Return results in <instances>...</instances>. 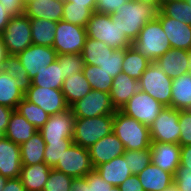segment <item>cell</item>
I'll list each match as a JSON object with an SVG mask.
<instances>
[{
	"mask_svg": "<svg viewBox=\"0 0 191 191\" xmlns=\"http://www.w3.org/2000/svg\"><path fill=\"white\" fill-rule=\"evenodd\" d=\"M157 12L158 10L152 5L129 0L111 16L118 24L122 34H125L133 43L147 22L156 18Z\"/></svg>",
	"mask_w": 191,
	"mask_h": 191,
	"instance_id": "1",
	"label": "cell"
},
{
	"mask_svg": "<svg viewBox=\"0 0 191 191\" xmlns=\"http://www.w3.org/2000/svg\"><path fill=\"white\" fill-rule=\"evenodd\" d=\"M113 133L121 140L125 151L150 149L149 127L120 110L113 114Z\"/></svg>",
	"mask_w": 191,
	"mask_h": 191,
	"instance_id": "2",
	"label": "cell"
},
{
	"mask_svg": "<svg viewBox=\"0 0 191 191\" xmlns=\"http://www.w3.org/2000/svg\"><path fill=\"white\" fill-rule=\"evenodd\" d=\"M87 37L104 42L114 49H125L133 43L122 34L116 21L109 14L93 12L86 27Z\"/></svg>",
	"mask_w": 191,
	"mask_h": 191,
	"instance_id": "3",
	"label": "cell"
},
{
	"mask_svg": "<svg viewBox=\"0 0 191 191\" xmlns=\"http://www.w3.org/2000/svg\"><path fill=\"white\" fill-rule=\"evenodd\" d=\"M133 47L152 62L171 49L170 42L157 18L148 21L140 30Z\"/></svg>",
	"mask_w": 191,
	"mask_h": 191,
	"instance_id": "4",
	"label": "cell"
},
{
	"mask_svg": "<svg viewBox=\"0 0 191 191\" xmlns=\"http://www.w3.org/2000/svg\"><path fill=\"white\" fill-rule=\"evenodd\" d=\"M113 132V114L93 118H75L74 144L90 148L101 138Z\"/></svg>",
	"mask_w": 191,
	"mask_h": 191,
	"instance_id": "5",
	"label": "cell"
},
{
	"mask_svg": "<svg viewBox=\"0 0 191 191\" xmlns=\"http://www.w3.org/2000/svg\"><path fill=\"white\" fill-rule=\"evenodd\" d=\"M172 81L155 62H151L138 80L139 90L148 93L163 106L171 107Z\"/></svg>",
	"mask_w": 191,
	"mask_h": 191,
	"instance_id": "6",
	"label": "cell"
},
{
	"mask_svg": "<svg viewBox=\"0 0 191 191\" xmlns=\"http://www.w3.org/2000/svg\"><path fill=\"white\" fill-rule=\"evenodd\" d=\"M8 55H17L32 43L30 19L25 15L12 16L0 35Z\"/></svg>",
	"mask_w": 191,
	"mask_h": 191,
	"instance_id": "7",
	"label": "cell"
},
{
	"mask_svg": "<svg viewBox=\"0 0 191 191\" xmlns=\"http://www.w3.org/2000/svg\"><path fill=\"white\" fill-rule=\"evenodd\" d=\"M55 33L53 49L58 55L81 54L87 38L85 27L60 20Z\"/></svg>",
	"mask_w": 191,
	"mask_h": 191,
	"instance_id": "8",
	"label": "cell"
},
{
	"mask_svg": "<svg viewBox=\"0 0 191 191\" xmlns=\"http://www.w3.org/2000/svg\"><path fill=\"white\" fill-rule=\"evenodd\" d=\"M164 107L148 93L139 90L120 111L149 127Z\"/></svg>",
	"mask_w": 191,
	"mask_h": 191,
	"instance_id": "9",
	"label": "cell"
},
{
	"mask_svg": "<svg viewBox=\"0 0 191 191\" xmlns=\"http://www.w3.org/2000/svg\"><path fill=\"white\" fill-rule=\"evenodd\" d=\"M69 108L75 118H93L116 112L111 102L110 93L93 89Z\"/></svg>",
	"mask_w": 191,
	"mask_h": 191,
	"instance_id": "10",
	"label": "cell"
},
{
	"mask_svg": "<svg viewBox=\"0 0 191 191\" xmlns=\"http://www.w3.org/2000/svg\"><path fill=\"white\" fill-rule=\"evenodd\" d=\"M151 142L179 144V110L164 107L149 126Z\"/></svg>",
	"mask_w": 191,
	"mask_h": 191,
	"instance_id": "11",
	"label": "cell"
},
{
	"mask_svg": "<svg viewBox=\"0 0 191 191\" xmlns=\"http://www.w3.org/2000/svg\"><path fill=\"white\" fill-rule=\"evenodd\" d=\"M54 169L73 178H81L85 177L94 167L89 150L73 143L64 151L61 160H59Z\"/></svg>",
	"mask_w": 191,
	"mask_h": 191,
	"instance_id": "12",
	"label": "cell"
},
{
	"mask_svg": "<svg viewBox=\"0 0 191 191\" xmlns=\"http://www.w3.org/2000/svg\"><path fill=\"white\" fill-rule=\"evenodd\" d=\"M24 97L29 102L41 107L50 116L69 109L61 89L39 87L32 84Z\"/></svg>",
	"mask_w": 191,
	"mask_h": 191,
	"instance_id": "13",
	"label": "cell"
},
{
	"mask_svg": "<svg viewBox=\"0 0 191 191\" xmlns=\"http://www.w3.org/2000/svg\"><path fill=\"white\" fill-rule=\"evenodd\" d=\"M75 117L71 109L49 116L48 121L38 130L44 141L73 139Z\"/></svg>",
	"mask_w": 191,
	"mask_h": 191,
	"instance_id": "14",
	"label": "cell"
},
{
	"mask_svg": "<svg viewBox=\"0 0 191 191\" xmlns=\"http://www.w3.org/2000/svg\"><path fill=\"white\" fill-rule=\"evenodd\" d=\"M57 52L53 47L31 44L25 50L17 54L21 64L32 79L37 72L50 65L57 59Z\"/></svg>",
	"mask_w": 191,
	"mask_h": 191,
	"instance_id": "15",
	"label": "cell"
},
{
	"mask_svg": "<svg viewBox=\"0 0 191 191\" xmlns=\"http://www.w3.org/2000/svg\"><path fill=\"white\" fill-rule=\"evenodd\" d=\"M156 18L160 21L172 49L191 50V26L167 17L161 10Z\"/></svg>",
	"mask_w": 191,
	"mask_h": 191,
	"instance_id": "16",
	"label": "cell"
},
{
	"mask_svg": "<svg viewBox=\"0 0 191 191\" xmlns=\"http://www.w3.org/2000/svg\"><path fill=\"white\" fill-rule=\"evenodd\" d=\"M150 151L152 164L175 175L181 160L180 144L152 142Z\"/></svg>",
	"mask_w": 191,
	"mask_h": 191,
	"instance_id": "17",
	"label": "cell"
},
{
	"mask_svg": "<svg viewBox=\"0 0 191 191\" xmlns=\"http://www.w3.org/2000/svg\"><path fill=\"white\" fill-rule=\"evenodd\" d=\"M88 150L94 169L125 153L123 143L113 132L98 140Z\"/></svg>",
	"mask_w": 191,
	"mask_h": 191,
	"instance_id": "18",
	"label": "cell"
},
{
	"mask_svg": "<svg viewBox=\"0 0 191 191\" xmlns=\"http://www.w3.org/2000/svg\"><path fill=\"white\" fill-rule=\"evenodd\" d=\"M22 169L20 145L7 137L0 140V174L10 178H18Z\"/></svg>",
	"mask_w": 191,
	"mask_h": 191,
	"instance_id": "19",
	"label": "cell"
},
{
	"mask_svg": "<svg viewBox=\"0 0 191 191\" xmlns=\"http://www.w3.org/2000/svg\"><path fill=\"white\" fill-rule=\"evenodd\" d=\"M64 0H26L24 14L29 19H44L53 22L62 20Z\"/></svg>",
	"mask_w": 191,
	"mask_h": 191,
	"instance_id": "20",
	"label": "cell"
},
{
	"mask_svg": "<svg viewBox=\"0 0 191 191\" xmlns=\"http://www.w3.org/2000/svg\"><path fill=\"white\" fill-rule=\"evenodd\" d=\"M138 91V80L130 77L124 72L119 73L115 78H113L110 91V98L113 107L116 110H120Z\"/></svg>",
	"mask_w": 191,
	"mask_h": 191,
	"instance_id": "21",
	"label": "cell"
},
{
	"mask_svg": "<svg viewBox=\"0 0 191 191\" xmlns=\"http://www.w3.org/2000/svg\"><path fill=\"white\" fill-rule=\"evenodd\" d=\"M154 62L171 79L188 73V51L183 49L171 48Z\"/></svg>",
	"mask_w": 191,
	"mask_h": 191,
	"instance_id": "22",
	"label": "cell"
},
{
	"mask_svg": "<svg viewBox=\"0 0 191 191\" xmlns=\"http://www.w3.org/2000/svg\"><path fill=\"white\" fill-rule=\"evenodd\" d=\"M144 191H161L174 184V175L150 163L138 175Z\"/></svg>",
	"mask_w": 191,
	"mask_h": 191,
	"instance_id": "23",
	"label": "cell"
},
{
	"mask_svg": "<svg viewBox=\"0 0 191 191\" xmlns=\"http://www.w3.org/2000/svg\"><path fill=\"white\" fill-rule=\"evenodd\" d=\"M95 169L104 181L114 187H118L132 175L123 155L118 156L109 162L103 163Z\"/></svg>",
	"mask_w": 191,
	"mask_h": 191,
	"instance_id": "24",
	"label": "cell"
},
{
	"mask_svg": "<svg viewBox=\"0 0 191 191\" xmlns=\"http://www.w3.org/2000/svg\"><path fill=\"white\" fill-rule=\"evenodd\" d=\"M51 169L44 162L22 166L19 178L26 191H43Z\"/></svg>",
	"mask_w": 191,
	"mask_h": 191,
	"instance_id": "25",
	"label": "cell"
},
{
	"mask_svg": "<svg viewBox=\"0 0 191 191\" xmlns=\"http://www.w3.org/2000/svg\"><path fill=\"white\" fill-rule=\"evenodd\" d=\"M92 90L83 72L73 73L66 77L61 88L65 101L70 107L76 101L82 99Z\"/></svg>",
	"mask_w": 191,
	"mask_h": 191,
	"instance_id": "26",
	"label": "cell"
},
{
	"mask_svg": "<svg viewBox=\"0 0 191 191\" xmlns=\"http://www.w3.org/2000/svg\"><path fill=\"white\" fill-rule=\"evenodd\" d=\"M171 107L176 110H191V73L173 79Z\"/></svg>",
	"mask_w": 191,
	"mask_h": 191,
	"instance_id": "27",
	"label": "cell"
},
{
	"mask_svg": "<svg viewBox=\"0 0 191 191\" xmlns=\"http://www.w3.org/2000/svg\"><path fill=\"white\" fill-rule=\"evenodd\" d=\"M38 130L29 123L24 116H21L16 110H14L10 116L5 137L10 141L21 145L33 136Z\"/></svg>",
	"mask_w": 191,
	"mask_h": 191,
	"instance_id": "28",
	"label": "cell"
},
{
	"mask_svg": "<svg viewBox=\"0 0 191 191\" xmlns=\"http://www.w3.org/2000/svg\"><path fill=\"white\" fill-rule=\"evenodd\" d=\"M46 143L39 131L20 145L22 166L35 165L44 162Z\"/></svg>",
	"mask_w": 191,
	"mask_h": 191,
	"instance_id": "29",
	"label": "cell"
},
{
	"mask_svg": "<svg viewBox=\"0 0 191 191\" xmlns=\"http://www.w3.org/2000/svg\"><path fill=\"white\" fill-rule=\"evenodd\" d=\"M24 98V93L17 87L16 78L0 70V105L16 109Z\"/></svg>",
	"mask_w": 191,
	"mask_h": 191,
	"instance_id": "30",
	"label": "cell"
},
{
	"mask_svg": "<svg viewBox=\"0 0 191 191\" xmlns=\"http://www.w3.org/2000/svg\"><path fill=\"white\" fill-rule=\"evenodd\" d=\"M151 62L152 61L145 57L141 52L133 46H130L129 48H125L122 72L136 80H139Z\"/></svg>",
	"mask_w": 191,
	"mask_h": 191,
	"instance_id": "31",
	"label": "cell"
},
{
	"mask_svg": "<svg viewBox=\"0 0 191 191\" xmlns=\"http://www.w3.org/2000/svg\"><path fill=\"white\" fill-rule=\"evenodd\" d=\"M113 51L114 48L109 47L104 42L87 37L81 56L84 64L99 66Z\"/></svg>",
	"mask_w": 191,
	"mask_h": 191,
	"instance_id": "32",
	"label": "cell"
},
{
	"mask_svg": "<svg viewBox=\"0 0 191 191\" xmlns=\"http://www.w3.org/2000/svg\"><path fill=\"white\" fill-rule=\"evenodd\" d=\"M57 22L44 19H30L32 43L53 47Z\"/></svg>",
	"mask_w": 191,
	"mask_h": 191,
	"instance_id": "33",
	"label": "cell"
},
{
	"mask_svg": "<svg viewBox=\"0 0 191 191\" xmlns=\"http://www.w3.org/2000/svg\"><path fill=\"white\" fill-rule=\"evenodd\" d=\"M64 76L57 60L44 67L32 78V84L39 87L61 89Z\"/></svg>",
	"mask_w": 191,
	"mask_h": 191,
	"instance_id": "34",
	"label": "cell"
},
{
	"mask_svg": "<svg viewBox=\"0 0 191 191\" xmlns=\"http://www.w3.org/2000/svg\"><path fill=\"white\" fill-rule=\"evenodd\" d=\"M2 70L16 78L17 87L24 94L31 87L32 79L28 76L17 55H8L3 63Z\"/></svg>",
	"mask_w": 191,
	"mask_h": 191,
	"instance_id": "35",
	"label": "cell"
},
{
	"mask_svg": "<svg viewBox=\"0 0 191 191\" xmlns=\"http://www.w3.org/2000/svg\"><path fill=\"white\" fill-rule=\"evenodd\" d=\"M83 74L93 90L110 93L113 77L99 66L84 64Z\"/></svg>",
	"mask_w": 191,
	"mask_h": 191,
	"instance_id": "36",
	"label": "cell"
},
{
	"mask_svg": "<svg viewBox=\"0 0 191 191\" xmlns=\"http://www.w3.org/2000/svg\"><path fill=\"white\" fill-rule=\"evenodd\" d=\"M21 116L40 130L49 119L47 114L41 107L29 102L25 97L18 103L15 109Z\"/></svg>",
	"mask_w": 191,
	"mask_h": 191,
	"instance_id": "37",
	"label": "cell"
},
{
	"mask_svg": "<svg viewBox=\"0 0 191 191\" xmlns=\"http://www.w3.org/2000/svg\"><path fill=\"white\" fill-rule=\"evenodd\" d=\"M94 11L95 8H87L84 5H71V2L64 1L62 20L86 27Z\"/></svg>",
	"mask_w": 191,
	"mask_h": 191,
	"instance_id": "38",
	"label": "cell"
},
{
	"mask_svg": "<svg viewBox=\"0 0 191 191\" xmlns=\"http://www.w3.org/2000/svg\"><path fill=\"white\" fill-rule=\"evenodd\" d=\"M167 17L184 22L191 26V7L186 0L165 2L160 9Z\"/></svg>",
	"mask_w": 191,
	"mask_h": 191,
	"instance_id": "39",
	"label": "cell"
},
{
	"mask_svg": "<svg viewBox=\"0 0 191 191\" xmlns=\"http://www.w3.org/2000/svg\"><path fill=\"white\" fill-rule=\"evenodd\" d=\"M44 163L50 168H54L61 160L64 151L74 142L72 139H61L60 141H45Z\"/></svg>",
	"mask_w": 191,
	"mask_h": 191,
	"instance_id": "40",
	"label": "cell"
},
{
	"mask_svg": "<svg viewBox=\"0 0 191 191\" xmlns=\"http://www.w3.org/2000/svg\"><path fill=\"white\" fill-rule=\"evenodd\" d=\"M123 156L132 175H138L151 163L150 149L126 150Z\"/></svg>",
	"mask_w": 191,
	"mask_h": 191,
	"instance_id": "41",
	"label": "cell"
},
{
	"mask_svg": "<svg viewBox=\"0 0 191 191\" xmlns=\"http://www.w3.org/2000/svg\"><path fill=\"white\" fill-rule=\"evenodd\" d=\"M56 60L60 64L64 78L83 71L84 60L81 54H61L57 55Z\"/></svg>",
	"mask_w": 191,
	"mask_h": 191,
	"instance_id": "42",
	"label": "cell"
},
{
	"mask_svg": "<svg viewBox=\"0 0 191 191\" xmlns=\"http://www.w3.org/2000/svg\"><path fill=\"white\" fill-rule=\"evenodd\" d=\"M73 179V177L52 168L43 191H70Z\"/></svg>",
	"mask_w": 191,
	"mask_h": 191,
	"instance_id": "43",
	"label": "cell"
},
{
	"mask_svg": "<svg viewBox=\"0 0 191 191\" xmlns=\"http://www.w3.org/2000/svg\"><path fill=\"white\" fill-rule=\"evenodd\" d=\"M124 56L125 49H114L113 53L109 55L102 64H99V67L111 77L115 78L122 72V62Z\"/></svg>",
	"mask_w": 191,
	"mask_h": 191,
	"instance_id": "44",
	"label": "cell"
},
{
	"mask_svg": "<svg viewBox=\"0 0 191 191\" xmlns=\"http://www.w3.org/2000/svg\"><path fill=\"white\" fill-rule=\"evenodd\" d=\"M179 125H180V146L191 145V110L179 111Z\"/></svg>",
	"mask_w": 191,
	"mask_h": 191,
	"instance_id": "45",
	"label": "cell"
},
{
	"mask_svg": "<svg viewBox=\"0 0 191 191\" xmlns=\"http://www.w3.org/2000/svg\"><path fill=\"white\" fill-rule=\"evenodd\" d=\"M174 184L179 191H191V170L180 164L174 175Z\"/></svg>",
	"mask_w": 191,
	"mask_h": 191,
	"instance_id": "46",
	"label": "cell"
},
{
	"mask_svg": "<svg viewBox=\"0 0 191 191\" xmlns=\"http://www.w3.org/2000/svg\"><path fill=\"white\" fill-rule=\"evenodd\" d=\"M85 178L91 187V191H110L113 188L111 184L102 179L96 169L91 170Z\"/></svg>",
	"mask_w": 191,
	"mask_h": 191,
	"instance_id": "47",
	"label": "cell"
},
{
	"mask_svg": "<svg viewBox=\"0 0 191 191\" xmlns=\"http://www.w3.org/2000/svg\"><path fill=\"white\" fill-rule=\"evenodd\" d=\"M129 0H97L95 12L112 15Z\"/></svg>",
	"mask_w": 191,
	"mask_h": 191,
	"instance_id": "48",
	"label": "cell"
},
{
	"mask_svg": "<svg viewBox=\"0 0 191 191\" xmlns=\"http://www.w3.org/2000/svg\"><path fill=\"white\" fill-rule=\"evenodd\" d=\"M25 2V0H0V4L4 6V10H7L12 16L24 14Z\"/></svg>",
	"mask_w": 191,
	"mask_h": 191,
	"instance_id": "49",
	"label": "cell"
},
{
	"mask_svg": "<svg viewBox=\"0 0 191 191\" xmlns=\"http://www.w3.org/2000/svg\"><path fill=\"white\" fill-rule=\"evenodd\" d=\"M118 188L121 191H144L137 175L128 177Z\"/></svg>",
	"mask_w": 191,
	"mask_h": 191,
	"instance_id": "50",
	"label": "cell"
},
{
	"mask_svg": "<svg viewBox=\"0 0 191 191\" xmlns=\"http://www.w3.org/2000/svg\"><path fill=\"white\" fill-rule=\"evenodd\" d=\"M70 191H91V187L85 177L74 178Z\"/></svg>",
	"mask_w": 191,
	"mask_h": 191,
	"instance_id": "51",
	"label": "cell"
},
{
	"mask_svg": "<svg viewBox=\"0 0 191 191\" xmlns=\"http://www.w3.org/2000/svg\"><path fill=\"white\" fill-rule=\"evenodd\" d=\"M180 164L191 170V145L181 146Z\"/></svg>",
	"mask_w": 191,
	"mask_h": 191,
	"instance_id": "52",
	"label": "cell"
},
{
	"mask_svg": "<svg viewBox=\"0 0 191 191\" xmlns=\"http://www.w3.org/2000/svg\"><path fill=\"white\" fill-rule=\"evenodd\" d=\"M3 191H26L20 178H10L7 180Z\"/></svg>",
	"mask_w": 191,
	"mask_h": 191,
	"instance_id": "53",
	"label": "cell"
},
{
	"mask_svg": "<svg viewBox=\"0 0 191 191\" xmlns=\"http://www.w3.org/2000/svg\"><path fill=\"white\" fill-rule=\"evenodd\" d=\"M11 17L12 15H10L9 12H7V10H4V6L0 4V35L5 30Z\"/></svg>",
	"mask_w": 191,
	"mask_h": 191,
	"instance_id": "54",
	"label": "cell"
},
{
	"mask_svg": "<svg viewBox=\"0 0 191 191\" xmlns=\"http://www.w3.org/2000/svg\"><path fill=\"white\" fill-rule=\"evenodd\" d=\"M14 109L0 105V124H8Z\"/></svg>",
	"mask_w": 191,
	"mask_h": 191,
	"instance_id": "55",
	"label": "cell"
},
{
	"mask_svg": "<svg viewBox=\"0 0 191 191\" xmlns=\"http://www.w3.org/2000/svg\"><path fill=\"white\" fill-rule=\"evenodd\" d=\"M71 2V5H84L87 8H96L97 0H64Z\"/></svg>",
	"mask_w": 191,
	"mask_h": 191,
	"instance_id": "56",
	"label": "cell"
},
{
	"mask_svg": "<svg viewBox=\"0 0 191 191\" xmlns=\"http://www.w3.org/2000/svg\"><path fill=\"white\" fill-rule=\"evenodd\" d=\"M7 56H8V52H7L6 46L4 45L0 37V70H2L3 63L5 59L7 58Z\"/></svg>",
	"mask_w": 191,
	"mask_h": 191,
	"instance_id": "57",
	"label": "cell"
},
{
	"mask_svg": "<svg viewBox=\"0 0 191 191\" xmlns=\"http://www.w3.org/2000/svg\"><path fill=\"white\" fill-rule=\"evenodd\" d=\"M142 4H148L154 6L159 11V0H134Z\"/></svg>",
	"mask_w": 191,
	"mask_h": 191,
	"instance_id": "58",
	"label": "cell"
},
{
	"mask_svg": "<svg viewBox=\"0 0 191 191\" xmlns=\"http://www.w3.org/2000/svg\"><path fill=\"white\" fill-rule=\"evenodd\" d=\"M8 124H0V140L5 137V132L7 130Z\"/></svg>",
	"mask_w": 191,
	"mask_h": 191,
	"instance_id": "59",
	"label": "cell"
},
{
	"mask_svg": "<svg viewBox=\"0 0 191 191\" xmlns=\"http://www.w3.org/2000/svg\"><path fill=\"white\" fill-rule=\"evenodd\" d=\"M8 178L0 174V191H3Z\"/></svg>",
	"mask_w": 191,
	"mask_h": 191,
	"instance_id": "60",
	"label": "cell"
},
{
	"mask_svg": "<svg viewBox=\"0 0 191 191\" xmlns=\"http://www.w3.org/2000/svg\"><path fill=\"white\" fill-rule=\"evenodd\" d=\"M161 191H179L178 188L176 187L175 184H172L171 186H169L168 188L166 189H163Z\"/></svg>",
	"mask_w": 191,
	"mask_h": 191,
	"instance_id": "61",
	"label": "cell"
},
{
	"mask_svg": "<svg viewBox=\"0 0 191 191\" xmlns=\"http://www.w3.org/2000/svg\"><path fill=\"white\" fill-rule=\"evenodd\" d=\"M188 73H191V50L188 51Z\"/></svg>",
	"mask_w": 191,
	"mask_h": 191,
	"instance_id": "62",
	"label": "cell"
},
{
	"mask_svg": "<svg viewBox=\"0 0 191 191\" xmlns=\"http://www.w3.org/2000/svg\"><path fill=\"white\" fill-rule=\"evenodd\" d=\"M167 1H171V0H159V10L161 9V6L167 2Z\"/></svg>",
	"mask_w": 191,
	"mask_h": 191,
	"instance_id": "63",
	"label": "cell"
},
{
	"mask_svg": "<svg viewBox=\"0 0 191 191\" xmlns=\"http://www.w3.org/2000/svg\"><path fill=\"white\" fill-rule=\"evenodd\" d=\"M110 191H121L118 187H114Z\"/></svg>",
	"mask_w": 191,
	"mask_h": 191,
	"instance_id": "64",
	"label": "cell"
},
{
	"mask_svg": "<svg viewBox=\"0 0 191 191\" xmlns=\"http://www.w3.org/2000/svg\"><path fill=\"white\" fill-rule=\"evenodd\" d=\"M189 3V6L191 7V0H186Z\"/></svg>",
	"mask_w": 191,
	"mask_h": 191,
	"instance_id": "65",
	"label": "cell"
}]
</instances>
